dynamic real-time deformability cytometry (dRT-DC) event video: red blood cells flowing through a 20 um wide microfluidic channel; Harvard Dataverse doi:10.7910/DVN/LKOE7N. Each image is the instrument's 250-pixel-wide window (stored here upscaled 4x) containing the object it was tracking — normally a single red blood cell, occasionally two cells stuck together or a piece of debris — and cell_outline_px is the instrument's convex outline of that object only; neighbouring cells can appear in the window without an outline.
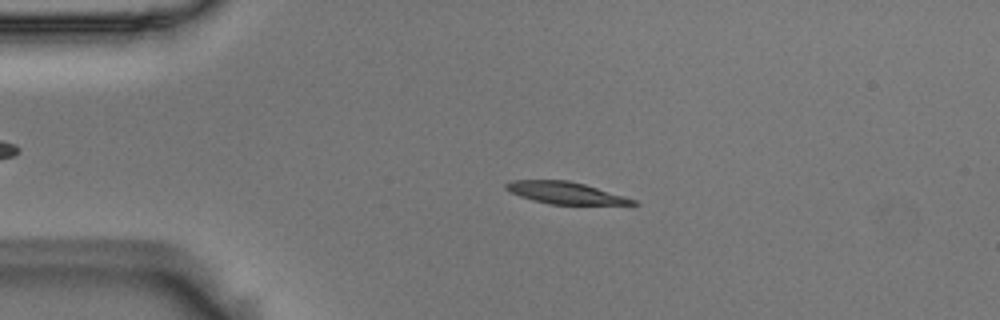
{"species": "Egyptian fruit bat (a non-hibernating species)", "species_latin": "Rousettus aegyptiacus", "temperature_condition": "room temperature", "stored_images_in_passage": 53, "camera_frame_rate_fps": 3000, "um_per_image_px": 0.085, "animal": {"sex": "male"}, "frame": {"image": 1, "passage_image": 11, "time_ms": 3.333, "image_size_px": [1000, 320], "cell_outline_px": [[640, 204], [548, 204], [532, 200], [520, 196], [504, 188], [504, 184], [512, 180], [568, 180], [584, 184], [624, 196], [636, 200]], "centroid_in_image_um": [48.01, 16.39], "position_along_channel_um": 37.0, "area_um2": 16.01}}
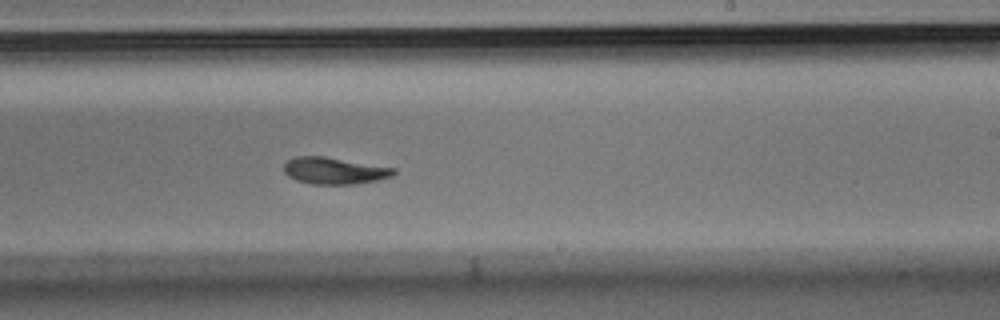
{"frame": {"image": 2, "passage_image": 32, "time_ms": 10.333, "image_size_px": [1000, 320], "cell_outline_px": [[396, 172], [392, 176], [376, 180], [352, 184], [312, 184], [296, 180], [288, 176], [284, 172], [284, 164], [288, 160], [296, 156], [324, 156], [396, 168]], "centroid_in_image_um": [28.4, 14.5], "position_along_channel_um": 260.6, "area_um2": 17.05}}
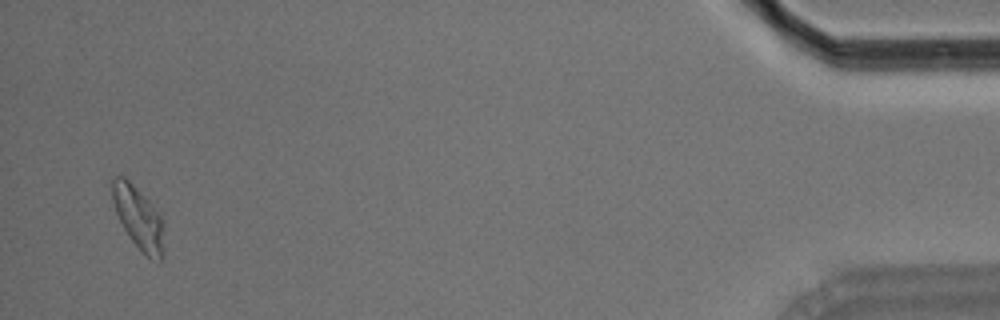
{"frame": {"image": 3, "passage_image": 52, "time_ms": 17.0, "image_size_px": [1000, 320], "cell_outline_px": [[164, 224], [160, 260], [148, 256], [140, 252], [124, 228], [116, 212], [112, 200], [112, 180], [116, 176], [124, 176], [152, 204], [160, 216]], "centroid_in_image_um": [11.74, 18.47], "position_along_channel_um": 423.5, "area_um2": 18.21}, "authors_computed_cell_mechanics": {"area_um2": 17.2822, "velocity_mm_per_s": 3.6839, "shape_relaxation_time_tau1_ms": 4.9114, "shape_relaxation_time_tau2_ms": 3.424, "deformation_change_tau1": 0.1563, "deformation_change_tau2": 0.0937}}